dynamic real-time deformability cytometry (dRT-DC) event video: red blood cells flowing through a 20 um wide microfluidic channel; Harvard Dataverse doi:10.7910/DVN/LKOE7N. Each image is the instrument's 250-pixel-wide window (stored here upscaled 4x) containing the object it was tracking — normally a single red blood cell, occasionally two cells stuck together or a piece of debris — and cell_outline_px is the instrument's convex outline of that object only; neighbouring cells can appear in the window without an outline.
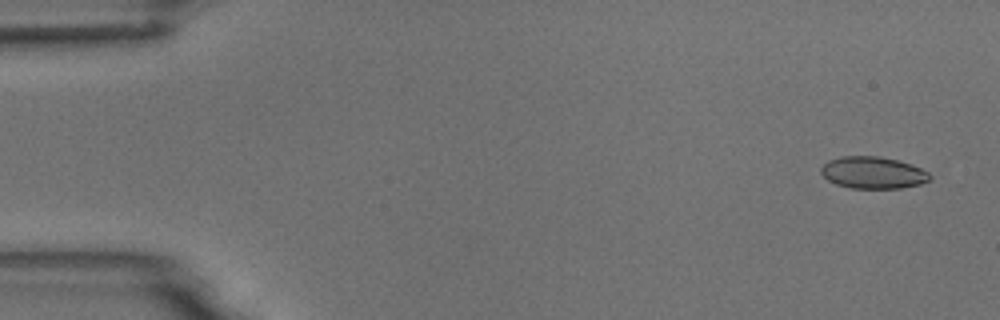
{"species": "common noctule bat (a hibernating species)", "species_latin": "Nyctalus noctula", "temperature_condition": "room temperature", "stored_images_in_passage": 4, "camera_frame_rate_fps": 3000, "um_per_image_px": 0.085, "animal": {"sex": "male", "body_mass_g": 18.8}, "frame": {"image": 1, "passage_image": 1, "time_ms": 0.0, "image_size_px": [1000, 320], "cell_outline_px": [[932, 180], [920, 184], [900, 188], [852, 188], [836, 184], [828, 180], [820, 172], [820, 168], [828, 160], [840, 156], [876, 156], [896, 160], [912, 164], [928, 172], [932, 176]], "centroid_in_image_um": [74.21, 14.67], "position_along_channel_um": 10.8, "area_um2": 20.29}}